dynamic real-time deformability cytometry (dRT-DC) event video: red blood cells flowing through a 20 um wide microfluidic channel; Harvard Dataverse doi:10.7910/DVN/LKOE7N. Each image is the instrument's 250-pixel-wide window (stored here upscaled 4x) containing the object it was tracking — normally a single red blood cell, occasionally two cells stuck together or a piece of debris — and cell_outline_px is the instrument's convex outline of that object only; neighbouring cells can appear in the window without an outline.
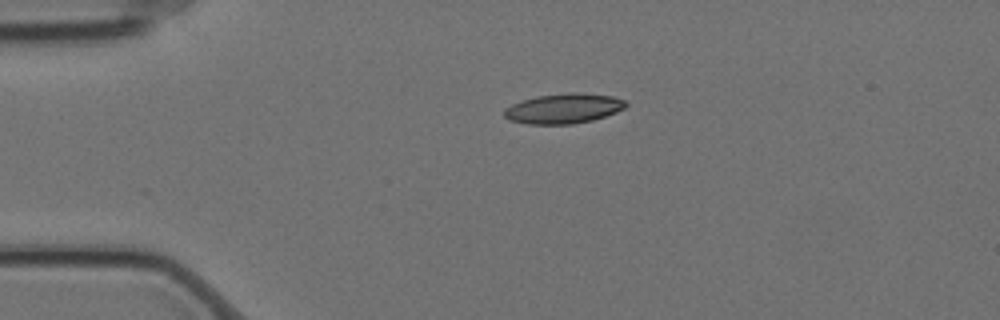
{"species": "Egyptian fruit bat (a non-hibernating species)", "species_latin": "Rousettus aegyptiacus", "temperature_condition": "cold", "stored_images_in_passage": 2, "camera_frame_rate_fps": 3000, "um_per_image_px": 0.085, "animal": {"sex": "female"}, "frame": {"image": 1, "passage_image": 1, "time_ms": 0.0, "image_size_px": [1000, 320], "cell_outline_px": [[628, 104], [624, 108], [616, 112], [592, 120], [572, 124], [528, 124], [508, 120], [504, 116], [504, 108], [520, 100], [536, 96], [568, 92], [576, 92], [612, 96], [624, 100]], "centroid_in_image_um": [47.87, 9.22], "position_along_channel_um": 37.1, "area_um2": 21.33}}